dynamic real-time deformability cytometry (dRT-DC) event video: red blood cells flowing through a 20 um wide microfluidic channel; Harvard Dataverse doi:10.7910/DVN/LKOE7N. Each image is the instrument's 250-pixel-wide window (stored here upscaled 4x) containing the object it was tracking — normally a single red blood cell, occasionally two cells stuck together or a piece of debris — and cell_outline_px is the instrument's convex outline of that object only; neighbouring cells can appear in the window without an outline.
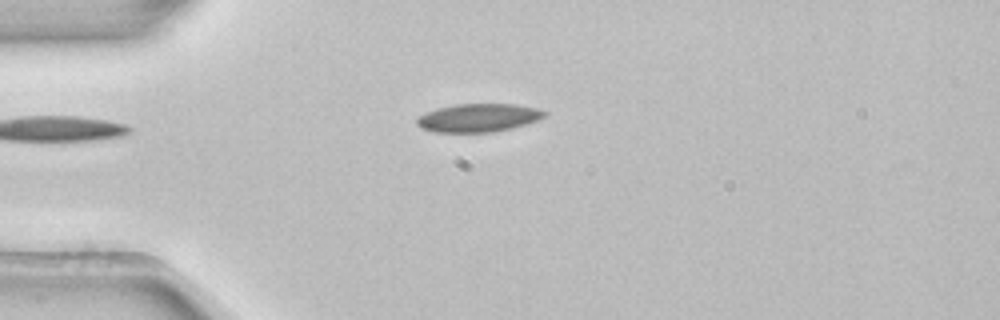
{"species": "common noctule bat (a hibernating species)", "species_latin": "Nyctalus noctula", "temperature_condition": "room temperature", "stored_images_in_passage": 3, "camera_frame_rate_fps": 3000, "um_per_image_px": 0.085, "animal": {"sex": "female", "body_mass_g": 22.7, "forearm_length_mm": 54.2}, "frame": {"image": 1, "passage_image": 3, "time_ms": 0.667, "image_size_px": [1000, 320], "cell_outline_px": [[548, 112], [544, 116], [536, 120], [512, 128], [492, 132], [432, 132], [420, 128], [416, 124], [416, 116], [440, 108], [456, 104], [516, 104], [536, 108]], "centroid_in_image_um": [40.62, 10.01], "position_along_channel_um": 44.4, "area_um2": 20.92}}